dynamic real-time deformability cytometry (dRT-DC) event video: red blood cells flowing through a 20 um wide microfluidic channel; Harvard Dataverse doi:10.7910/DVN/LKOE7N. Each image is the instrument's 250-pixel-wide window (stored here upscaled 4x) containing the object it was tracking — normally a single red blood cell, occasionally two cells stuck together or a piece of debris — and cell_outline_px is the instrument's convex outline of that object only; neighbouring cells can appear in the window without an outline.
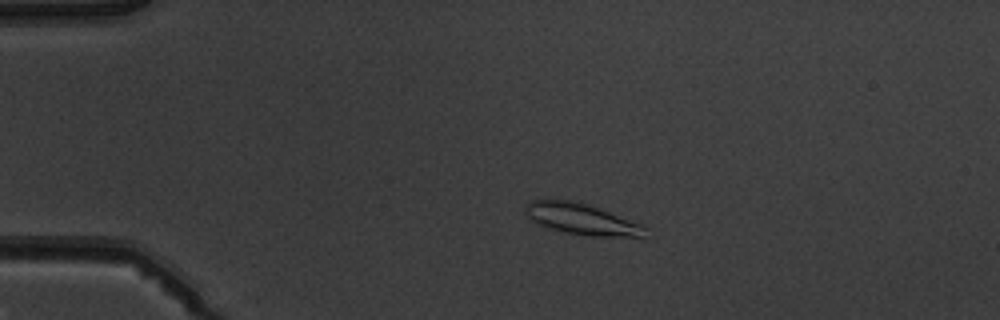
{"species": "common noctule bat (a hibernating species)", "species_latin": "Nyctalus noctula", "temperature_condition": "warm", "stored_images_in_passage": 6, "camera_frame_rate_fps": 3000, "um_per_image_px": 0.085, "animal": {"sex": "male", "body_mass_g": 19.5, "forearm_length_mm": 54.6}, "frame": {"image": 1, "passage_image": 4, "time_ms": 3.333, "image_size_px": [1000, 320], "cell_outline_px": [[648, 228], [644, 236], [588, 236], [564, 232], [548, 228], [528, 220], [524, 212], [524, 204], [532, 200], [572, 200], [588, 204], [640, 224]], "centroid_in_image_um": [49.34, 18.62], "position_along_channel_um": 35.7, "area_um2": 21.68}}
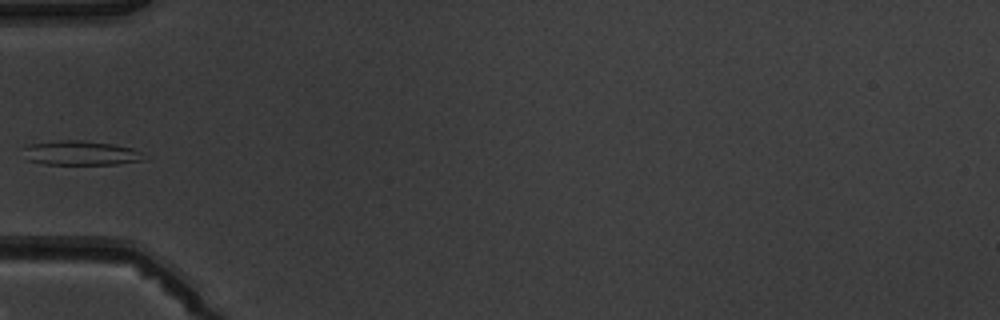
{"frame": {"image": 2, "passage_image": 6, "time_ms": 5.667, "image_size_px": [1000, 320], "cell_outline_px": [[144, 160], [116, 164], [44, 164], [24, 160], [24, 148], [28, 144], [60, 140], [80, 140], [112, 144], [132, 148], [140, 152]], "centroid_in_image_um": [6.78, 13.01], "position_along_channel_um": 78.2, "area_um2": 17.11}}